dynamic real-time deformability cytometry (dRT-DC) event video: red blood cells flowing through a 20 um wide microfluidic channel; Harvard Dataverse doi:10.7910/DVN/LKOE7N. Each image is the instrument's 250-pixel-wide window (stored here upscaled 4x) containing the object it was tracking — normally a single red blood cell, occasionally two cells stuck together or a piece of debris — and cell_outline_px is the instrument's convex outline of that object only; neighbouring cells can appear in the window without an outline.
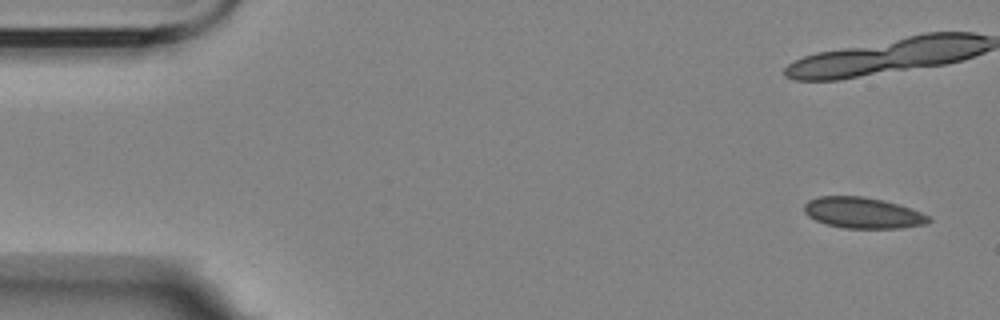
{"species": "Egyptian fruit bat (a non-hibernating species)", "species_latin": "Rousettus aegyptiacus", "temperature_condition": "room temperature", "stored_images_in_passage": 7, "camera_frame_rate_fps": 3000, "um_per_image_px": 0.085, "animal": {"sex": "female"}, "frame": {"image": 1, "passage_image": 1, "time_ms": 0.0, "image_size_px": [1000, 320], "cell_outline_px": [[932, 220], [924, 224], [900, 228], [844, 228], [824, 224], [808, 216], [804, 212], [804, 204], [808, 200], [820, 196], [864, 196], [884, 200], [920, 212], [928, 216]], "centroid_in_image_um": [73.29, 18.09], "position_along_channel_um": 11.7, "area_um2": 22.37}}
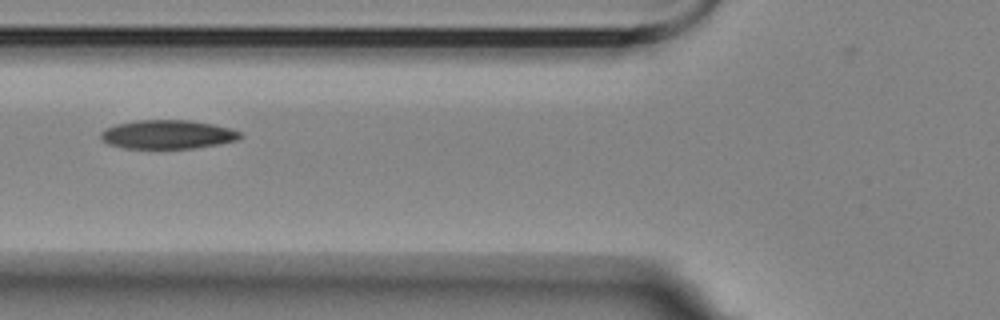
{"frame": {"image": 2, "passage_image": 7, "time_ms": 7.333, "image_size_px": [1000, 320], "cell_outline_px": [[244, 136], [236, 140], [216, 144], [192, 148], [124, 148], [108, 144], [100, 136], [100, 132], [104, 128], [116, 124], [136, 120], [188, 120], [212, 124], [232, 128], [240, 132]], "centroid_in_image_um": [14.23, 11.42], "position_along_channel_um": 111.6, "area_um2": 23.35}}